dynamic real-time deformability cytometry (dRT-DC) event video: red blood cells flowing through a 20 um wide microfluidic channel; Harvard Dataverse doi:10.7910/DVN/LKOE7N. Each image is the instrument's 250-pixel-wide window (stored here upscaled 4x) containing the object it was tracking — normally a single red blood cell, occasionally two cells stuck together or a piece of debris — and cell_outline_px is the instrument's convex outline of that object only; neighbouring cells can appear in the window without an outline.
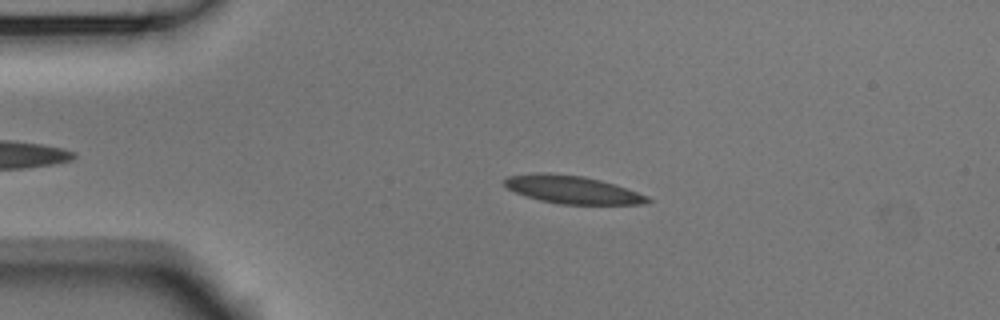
{"species": "Egyptian fruit bat (a non-hibernating species)", "species_latin": "Rousettus aegyptiacus", "temperature_condition": "room temperature", "stored_images_in_passage": 46, "camera_frame_rate_fps": 3000, "um_per_image_px": 0.085, "animal": {"sex": "male"}, "frame": {"image": 1, "passage_image": 10, "time_ms": 3.0, "image_size_px": [1000, 320], "cell_outline_px": [[652, 200], [644, 204], [560, 204], [540, 200], [516, 192], [508, 188], [504, 184], [504, 180], [508, 176], [548, 172], [584, 176], [616, 184], [648, 196]], "centroid_in_image_um": [48.69, 16.12], "position_along_channel_um": 36.3, "area_um2": 23.06}}
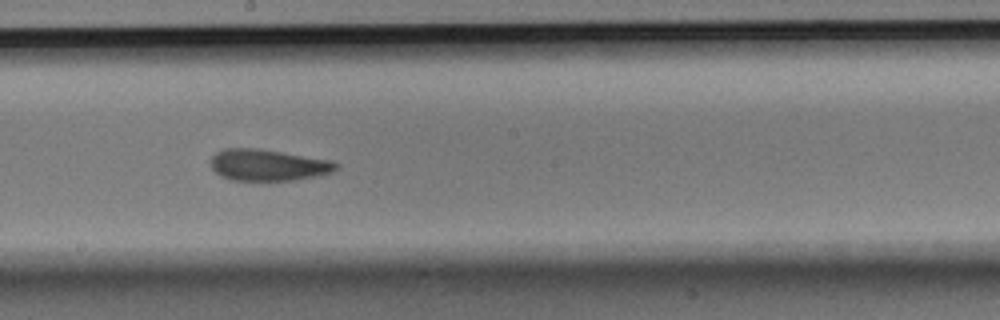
{"frame": {"image": 2, "passage_image": 28, "time_ms": 9.0, "image_size_px": [1000, 320], "cell_outline_px": [[340, 168], [332, 172], [320, 176], [296, 180], [232, 180], [220, 176], [212, 168], [212, 156], [216, 152], [224, 148], [260, 148], [332, 160], [340, 164]], "centroid_in_image_um": [22.85, 14.02], "position_along_channel_um": 225.4, "area_um2": 23.29}}
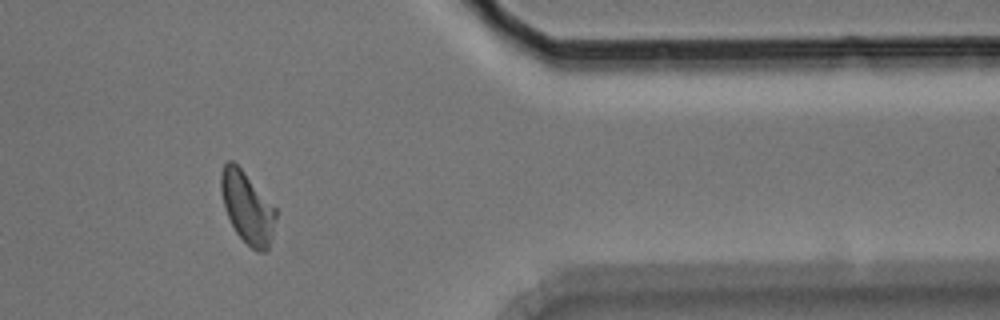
{"frame": {"image": 3, "passage_image": 43, "time_ms": 14.0, "image_size_px": [1000, 320], "cell_outline_px": [[276, 216], [268, 248], [264, 252], [256, 252], [236, 232], [224, 208], [220, 192], [220, 172], [224, 164], [228, 160], [232, 160], [244, 172], [276, 208]], "centroid_in_image_um": [20.99, 17.61], "position_along_channel_um": 390.4, "area_um2": 22.54}, "authors_computed_cell_mechanics": {"area_um2": 23.12, "velocity_mm_per_s": 3.723, "shape_relaxation_time_tau1_ms": 9.896, "shape_relaxation_time_tau2_ms": 1.9879, "deformation_change_tau1": 0.2015, "deformation_change_tau2": 0.0743}}